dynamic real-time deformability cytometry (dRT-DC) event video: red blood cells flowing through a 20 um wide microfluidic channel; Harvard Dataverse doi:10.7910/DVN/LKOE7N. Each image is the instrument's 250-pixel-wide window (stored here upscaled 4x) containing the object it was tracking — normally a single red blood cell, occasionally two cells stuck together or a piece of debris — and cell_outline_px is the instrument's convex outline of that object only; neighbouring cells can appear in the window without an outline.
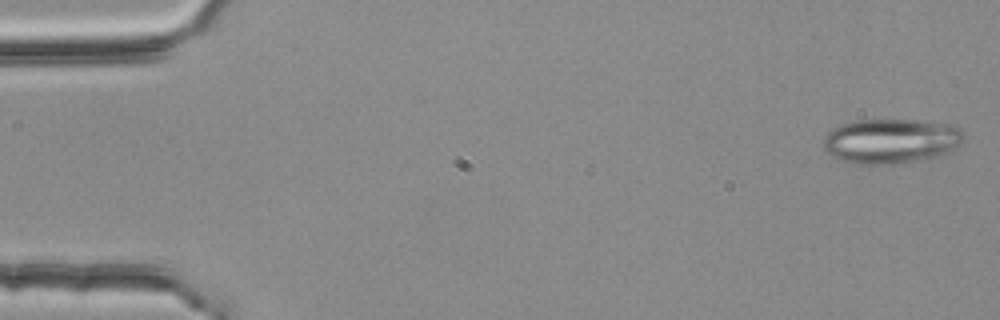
{"species": "common noctule bat (a hibernating species)", "species_latin": "Nyctalus noctula", "temperature_condition": "room temperature", "stored_images_in_passage": 54, "camera_frame_rate_fps": 3000, "um_per_image_px": 0.085, "animal": {"sex": "female", "body_mass_g": 25.1}, "frame": {"image": 1, "passage_image": 1, "time_ms": 0.0, "image_size_px": [1000, 320], "cell_outline_px": [[964, 136], [948, 152], [940, 156], [924, 160], [892, 164], [860, 164], [840, 160], [832, 156], [824, 148], [824, 136], [832, 128], [840, 124], [856, 120], [916, 120], [952, 124], [960, 128], [964, 132]], "centroid_in_image_um": [75.72, 11.98], "position_along_channel_um": 9.3, "area_um2": 36.7}}
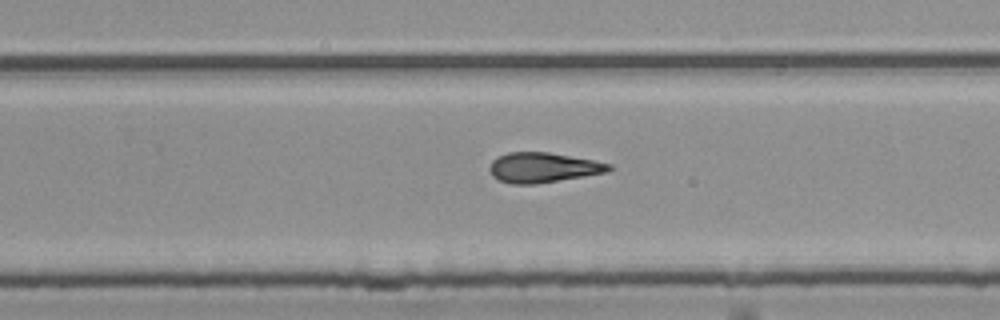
{"frame": {"image": 2, "passage_image": 34, "time_ms": 11.0, "image_size_px": [1000, 320], "cell_outline_px": [[612, 168], [608, 172], [584, 176], [532, 184], [512, 184], [500, 180], [492, 176], [488, 168], [492, 160], [496, 156], [508, 152], [548, 152], [592, 160], [612, 164]], "centroid_in_image_um": [46.12, 14.23], "position_along_channel_um": 283.7, "area_um2": 20.75}}
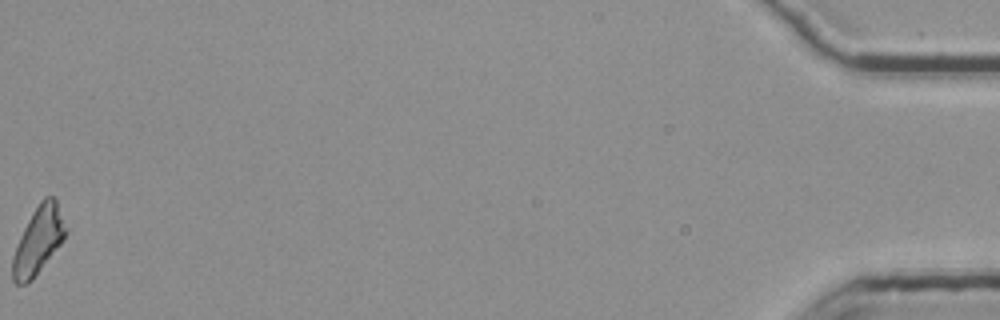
{"frame": {"image": 3, "passage_image": 54, "time_ms": 17.667, "image_size_px": [1000, 320], "cell_outline_px": [[68, 232], [64, 240], [32, 280], [28, 284], [16, 284], [12, 280], [12, 256], [20, 236], [32, 212], [40, 200], [44, 196], [56, 196]], "centroid_in_image_um": [3.27, 20.42], "position_along_channel_um": 431.9, "area_um2": 21.04}, "authors_computed_cell_mechanics": {"area_um2": 21.2126, "velocity_mm_per_s": 3.7936, "shape_relaxation_time_tau1_ms": null, "shape_relaxation_time_tau2_ms": 3.9836, "deformation_change_tau1": null, "deformation_change_tau2": 0.1497}}